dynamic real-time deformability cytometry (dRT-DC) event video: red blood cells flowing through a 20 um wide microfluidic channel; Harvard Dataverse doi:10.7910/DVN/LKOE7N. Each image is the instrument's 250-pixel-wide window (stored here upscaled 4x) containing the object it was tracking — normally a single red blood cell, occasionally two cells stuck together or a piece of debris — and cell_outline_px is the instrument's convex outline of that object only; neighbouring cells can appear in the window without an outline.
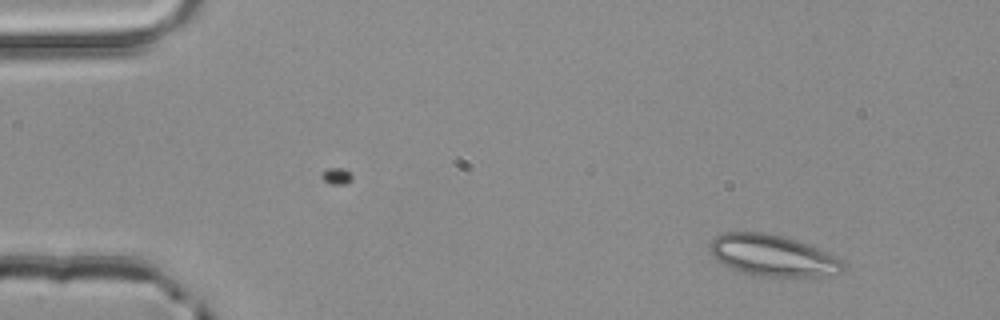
{"species": "common noctule bat (a hibernating species)", "species_latin": "Nyctalus noctula", "temperature_condition": "room temperature", "stored_images_in_passage": 3, "camera_frame_rate_fps": 3000, "um_per_image_px": 0.085, "animal": {"sex": "male", "body_mass_g": 20.4}, "frame": {"image": 1, "passage_image": 1, "time_ms": 0.0, "image_size_px": [1000, 320], "cell_outline_px": [[844, 268], [840, 272], [820, 276], [760, 276], [744, 272], [732, 268], [716, 260], [712, 256], [708, 248], [708, 244], [716, 236], [724, 232], [764, 232], [784, 236], [796, 240], [816, 248], [840, 260], [844, 264]], "centroid_in_image_um": [65.6, 21.7], "position_along_channel_um": 19.4, "area_um2": 31.62}}